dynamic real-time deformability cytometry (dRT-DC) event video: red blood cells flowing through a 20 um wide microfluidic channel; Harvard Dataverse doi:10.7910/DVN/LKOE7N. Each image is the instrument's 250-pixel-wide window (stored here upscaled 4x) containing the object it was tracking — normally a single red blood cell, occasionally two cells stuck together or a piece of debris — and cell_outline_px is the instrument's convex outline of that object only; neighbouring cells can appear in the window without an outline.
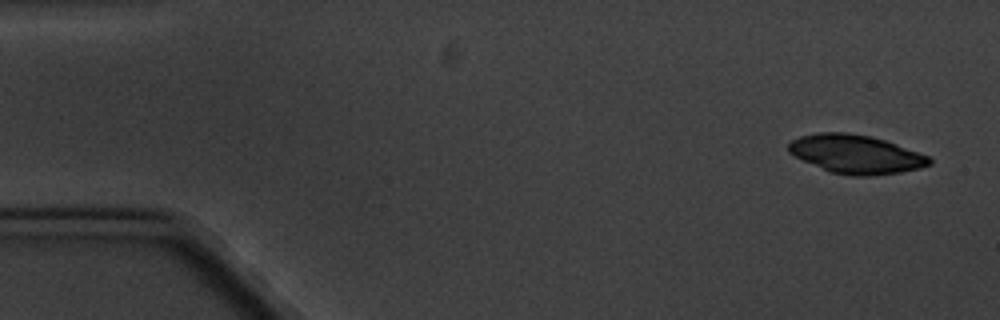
{"species": "common noctule bat (a hibernating species)", "species_latin": "Nyctalus noctula", "temperature_condition": "cold", "stored_images_in_passage": 5, "camera_frame_rate_fps": 3000, "um_per_image_px": 0.085, "animal": {"sex": "male", "body_mass_g": 20.1, "forearm_length_mm": 53.5}, "frame": {"image": 1, "passage_image": 1, "time_ms": 0.0, "image_size_px": [1000, 320], "cell_outline_px": [[932, 164], [920, 168], [900, 172], [868, 176], [852, 176], [832, 172], [804, 160], [788, 152], [788, 144], [792, 140], [800, 136], [816, 132], [848, 132], [868, 136], [884, 140], [896, 144], [928, 156], [932, 160]], "centroid_in_image_um": [72.75, 13.1], "position_along_channel_um": 12.3, "area_um2": 31.33}}